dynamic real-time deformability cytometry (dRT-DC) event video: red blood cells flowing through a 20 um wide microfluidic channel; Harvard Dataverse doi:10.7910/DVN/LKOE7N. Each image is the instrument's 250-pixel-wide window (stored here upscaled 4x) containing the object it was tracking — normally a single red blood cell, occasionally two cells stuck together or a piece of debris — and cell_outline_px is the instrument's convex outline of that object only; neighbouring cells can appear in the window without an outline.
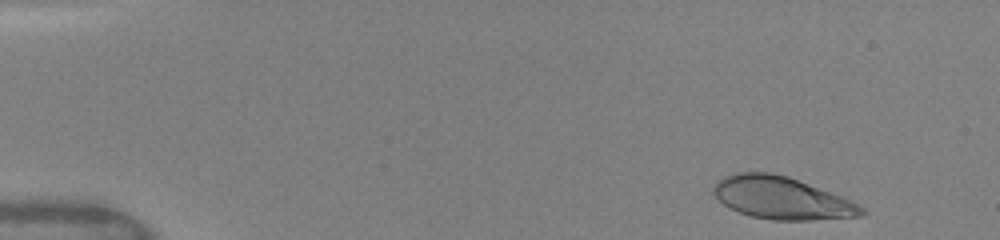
{"species": "human", "species_latin": "Homo sapiens", "temperature_condition": "warm", "stored_images_in_passage": 14, "camera_frame_rate_fps": 3000, "um_per_image_px": 0.085, "donor": {"sex": "female"}, "frame": {"image": 1, "passage_image": 1, "time_ms": 0.0, "image_size_px": [1000, 240], "cell_outline_px": [[868, 212], [864, 216], [812, 220], [772, 220], [752, 216], [740, 212], [724, 204], [712, 192], [712, 188], [724, 176], [736, 172], [772, 172], [788, 176], [840, 196], [864, 208]], "centroid_in_image_um": [66.45, 16.83], "position_along_channel_um": 18.5, "area_um2": 36.24}}
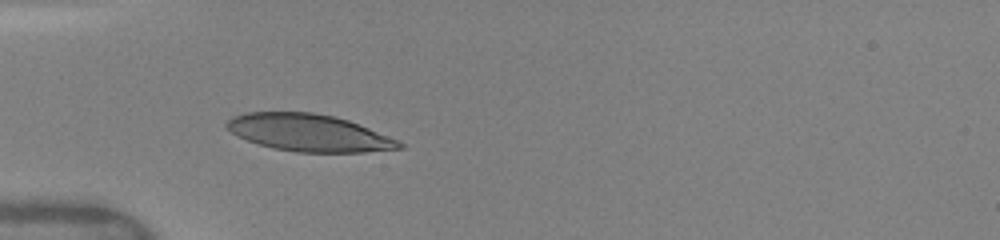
{"frame": {"image": 2, "passage_image": 8, "time_ms": 3.667, "image_size_px": [1000, 240], "cell_outline_px": [[404, 148], [364, 152], [296, 152], [272, 148], [236, 136], [224, 128], [224, 124], [232, 116], [248, 112], [312, 112], [332, 116], [348, 120], [368, 128], [396, 140], [404, 144]], "centroid_in_image_um": [26.19, 11.28], "position_along_channel_um": 58.8, "area_um2": 37.17}}
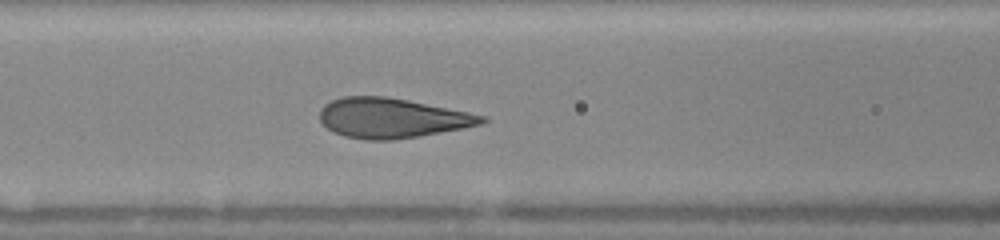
{"frame": {"image": 3, "passage_image": 12, "time_ms": 5.667, "image_size_px": [1000, 240], "cell_outline_px": [[488, 120], [480, 124], [460, 128], [416, 136], [392, 140], [364, 140], [344, 136], [332, 132], [320, 120], [320, 108], [324, 104], [332, 100], [344, 96], [384, 96], [408, 100], [488, 116]], "centroid_in_image_um": [33.26, 10.02], "position_along_channel_um": 133.3, "area_um2": 37.34}}